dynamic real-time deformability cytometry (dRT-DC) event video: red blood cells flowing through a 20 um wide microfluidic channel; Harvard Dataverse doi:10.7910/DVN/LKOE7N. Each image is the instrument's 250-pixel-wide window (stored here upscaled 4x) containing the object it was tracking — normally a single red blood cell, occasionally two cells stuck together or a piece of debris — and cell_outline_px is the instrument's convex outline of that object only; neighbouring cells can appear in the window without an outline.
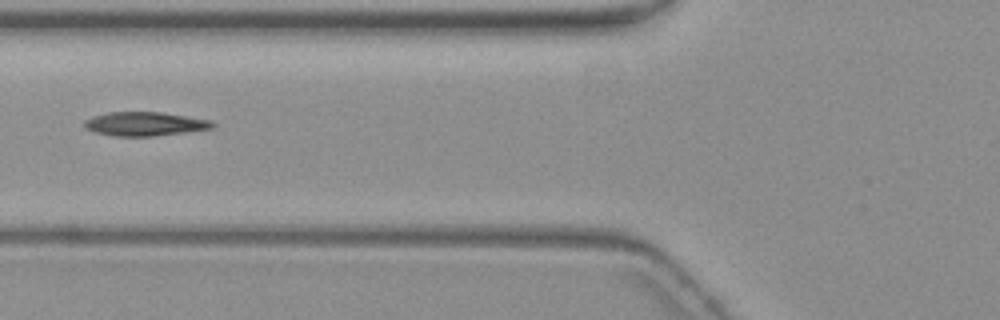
{"species": "common noctule bat (a hibernating species)", "species_latin": "Nyctalus noctula", "temperature_condition": "warm", "stored_images_in_passage": 2, "camera_frame_rate_fps": 3000, "um_per_image_px": 0.085, "animal": {"sex": "female", "body_mass_g": 19.3, "forearm_length_mm": 54.1}, "frame": {"image": 1, "passage_image": 2, "time_ms": 1.333, "image_size_px": [1000, 320], "cell_outline_px": [[216, 124], [212, 128], [184, 132], [152, 136], [112, 136], [96, 132], [84, 128], [84, 120], [92, 116], [108, 112], [160, 112], [212, 120]], "centroid_in_image_um": [12.28, 10.52], "position_along_channel_um": 113.5, "area_um2": 17.8}}